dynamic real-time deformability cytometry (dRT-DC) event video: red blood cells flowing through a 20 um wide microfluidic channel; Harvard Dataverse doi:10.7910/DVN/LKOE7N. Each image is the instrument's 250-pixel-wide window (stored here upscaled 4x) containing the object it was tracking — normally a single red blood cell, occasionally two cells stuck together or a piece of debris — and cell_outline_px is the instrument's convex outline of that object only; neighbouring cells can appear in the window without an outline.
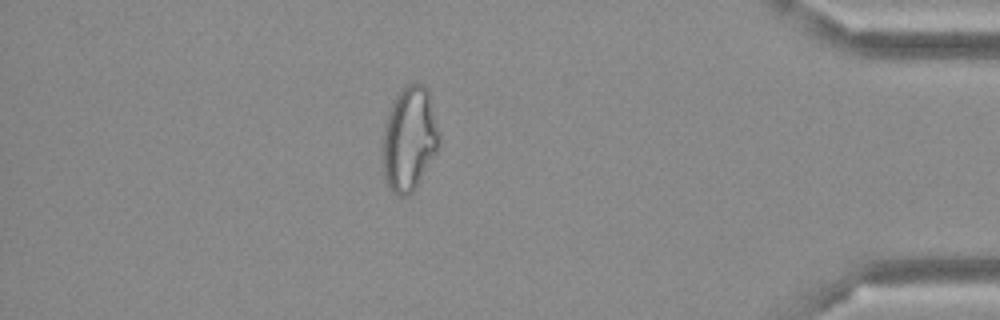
{"species": "Egyptian fruit bat (a non-hibernating species)", "species_latin": "Rousettus aegyptiacus", "temperature_condition": "cold", "stored_images_in_passage": 49, "camera_frame_rate_fps": 3000, "um_per_image_px": 0.085, "frame": {"image": 1, "passage_image": 42, "time_ms": 13.667, "image_size_px": [1000, 320], "cell_outline_px": [[440, 148], [412, 192], [408, 196], [396, 196], [388, 188], [384, 176], [384, 128], [388, 112], [392, 100], [404, 84], [420, 80], [428, 88], [440, 132]], "centroid_in_image_um": [34.83, 11.74], "position_along_channel_um": 400.4, "area_um2": 34.97}}